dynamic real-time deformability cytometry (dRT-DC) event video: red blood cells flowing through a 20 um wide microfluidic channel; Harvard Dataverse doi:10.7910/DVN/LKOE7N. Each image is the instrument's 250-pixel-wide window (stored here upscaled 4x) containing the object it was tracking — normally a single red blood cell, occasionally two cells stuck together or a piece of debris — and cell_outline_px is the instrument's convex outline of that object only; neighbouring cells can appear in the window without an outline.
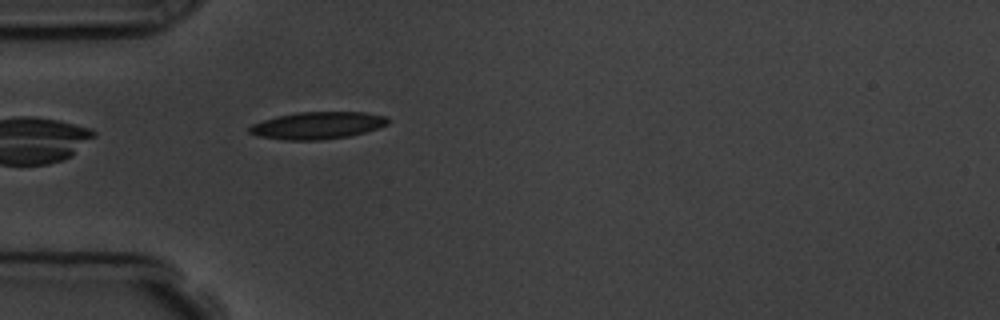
{"species": "common noctule bat (a hibernating species)", "species_latin": "Nyctalus noctula", "temperature_condition": "room temperature", "stored_images_in_passage": 5, "camera_frame_rate_fps": 3000, "um_per_image_px": 0.085, "animal": {"sex": "male", "body_mass_g": 19.5, "forearm_length_mm": 54.6}, "frame": {"image": 1, "passage_image": 5, "time_ms": 4.333, "image_size_px": [1000, 320], "cell_outline_px": [[388, 124], [364, 132], [348, 136], [320, 140], [284, 140], [256, 136], [248, 132], [248, 128], [252, 124], [276, 116], [296, 112], [364, 112], [388, 116]], "centroid_in_image_um": [26.95, 10.66], "position_along_channel_um": 58.0, "area_um2": 21.96}}